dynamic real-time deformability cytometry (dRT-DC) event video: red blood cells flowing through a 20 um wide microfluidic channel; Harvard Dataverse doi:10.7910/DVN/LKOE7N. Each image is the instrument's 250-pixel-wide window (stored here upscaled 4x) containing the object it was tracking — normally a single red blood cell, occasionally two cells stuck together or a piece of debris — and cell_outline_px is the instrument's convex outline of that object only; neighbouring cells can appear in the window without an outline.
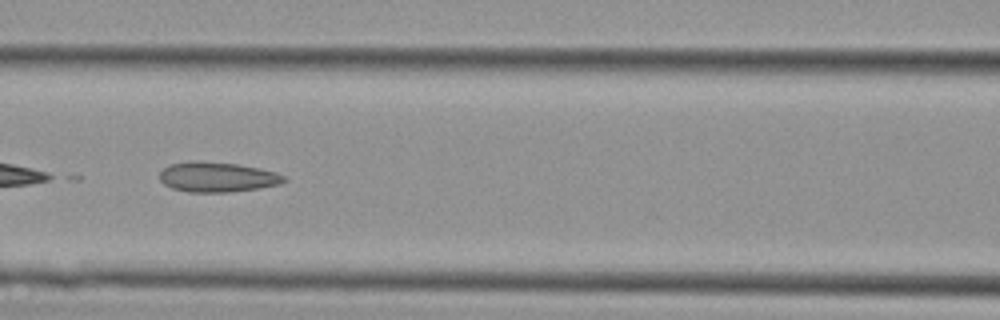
{"species": "Egyptian fruit bat (a non-hibernating species)", "species_latin": "Rousettus aegyptiacus", "temperature_condition": "cold", "stored_images_in_passage": 7, "camera_frame_rate_fps": 3000, "um_per_image_px": 0.085, "animal": {"sex": "female"}, "frame": {"image": 1, "passage_image": 6, "time_ms": 1.667, "image_size_px": [1000, 320], "cell_outline_px": [[288, 180], [280, 184], [256, 188], [228, 192], [188, 192], [172, 188], [164, 184], [160, 180], [160, 172], [168, 164], [192, 160], [196, 160], [236, 164], [276, 172], [284, 176]], "centroid_in_image_um": [18.42, 15.04], "position_along_channel_um": 148.2, "area_um2": 21.68}}